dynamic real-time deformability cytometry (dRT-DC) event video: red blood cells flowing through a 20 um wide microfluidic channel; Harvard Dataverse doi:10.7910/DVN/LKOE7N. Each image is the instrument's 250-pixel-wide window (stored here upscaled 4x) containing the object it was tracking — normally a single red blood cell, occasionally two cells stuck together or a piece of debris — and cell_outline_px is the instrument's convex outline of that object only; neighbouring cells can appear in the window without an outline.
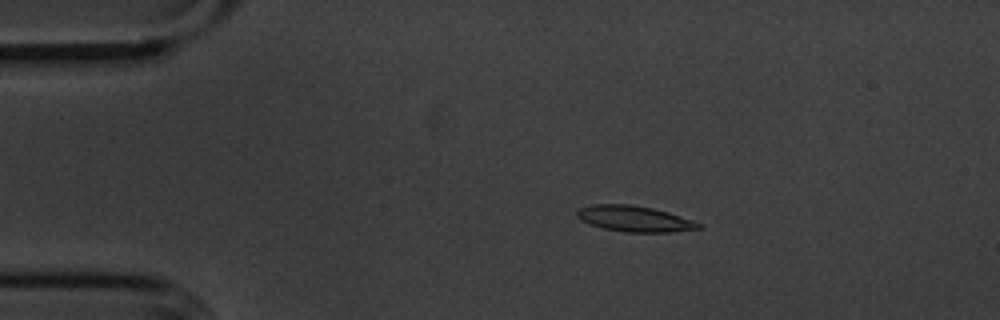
{"species": "common noctule bat (a hibernating species)", "species_latin": "Nyctalus noctula", "temperature_condition": "cold", "stored_images_in_passage": 56, "camera_frame_rate_fps": 3000, "um_per_image_px": 0.085, "animal": {"sex": "male", "body_mass_g": 20.1, "forearm_length_mm": 53.5}, "frame": {"image": 1, "passage_image": 11, "time_ms": 3.333, "image_size_px": [1000, 320], "cell_outline_px": [[700, 228], [668, 232], [628, 232], [604, 228], [580, 220], [576, 216], [576, 212], [580, 208], [592, 204], [632, 204], [652, 208], [668, 212], [692, 220], [700, 224]], "centroid_in_image_um": [53.89, 18.58], "position_along_channel_um": 31.1, "area_um2": 18.03}}
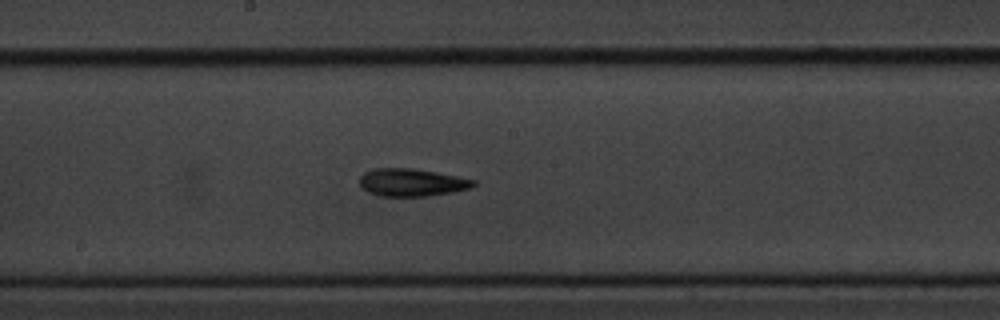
{"frame": {"image": 2, "passage_image": 30, "time_ms": 9.667, "image_size_px": [1000, 320], "cell_outline_px": [[476, 184], [472, 188], [452, 192], [428, 196], [380, 196], [368, 192], [360, 184], [360, 176], [364, 172], [372, 168], [412, 168], [436, 172], [476, 180]], "centroid_in_image_um": [35.0, 15.5], "position_along_channel_um": 213.2, "area_um2": 18.38}}
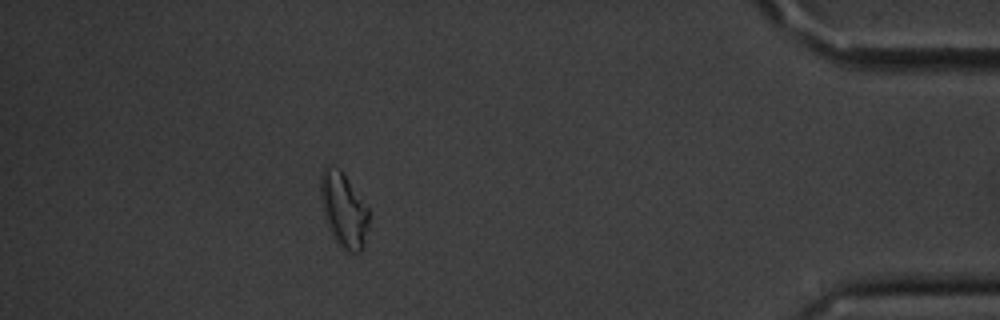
{"frame": {"image": 3, "passage_image": 50, "time_ms": 16.333, "image_size_px": [1000, 320], "cell_outline_px": [[368, 228], [364, 244], [360, 252], [348, 252], [340, 248], [336, 244], [328, 228], [320, 196], [320, 172], [324, 168], [340, 168], [368, 208]], "centroid_in_image_um": [29.2, 17.88], "position_along_channel_um": 406.0, "area_um2": 20.92}, "authors_computed_cell_mechanics": {"area_um2": 18.0336, "velocity_mm_per_s": 3.6131, "shape_relaxation_time_tau1_ms": 4.4225, "shape_relaxation_time_tau2_ms": 5.0301, "deformation_change_tau1": 0.1223, "deformation_change_tau2": 0.1335}}